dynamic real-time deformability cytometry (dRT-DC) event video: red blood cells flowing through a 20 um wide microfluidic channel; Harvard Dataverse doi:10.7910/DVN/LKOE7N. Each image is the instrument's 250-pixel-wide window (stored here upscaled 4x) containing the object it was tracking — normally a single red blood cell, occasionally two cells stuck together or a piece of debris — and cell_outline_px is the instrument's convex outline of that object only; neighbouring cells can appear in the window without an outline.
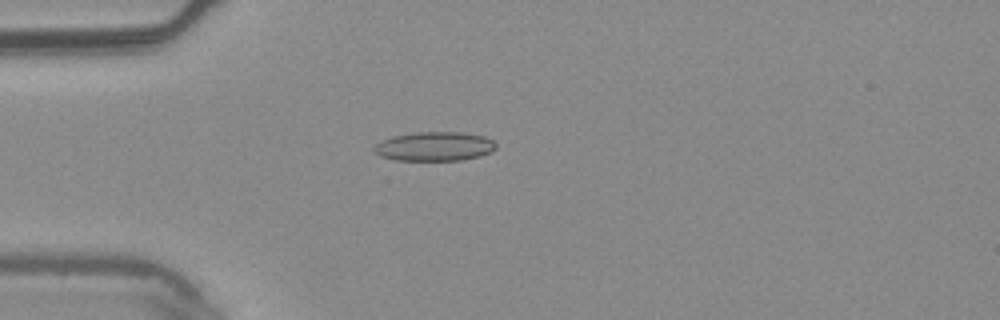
{"species": "common noctule bat (a hibernating species)", "species_latin": "Nyctalus noctula", "temperature_condition": "warm", "stored_images_in_passage": 4, "camera_frame_rate_fps": 3000, "um_per_image_px": 0.085, "animal": {"sex": "male", "body_mass_g": 20.4}, "frame": {"image": 1, "passage_image": 4, "time_ms": 1.0, "image_size_px": [1000, 320], "cell_outline_px": [[496, 148], [492, 152], [480, 156], [460, 160], [396, 160], [380, 156], [372, 148], [380, 140], [392, 136], [416, 132], [464, 132], [484, 136], [492, 140], [496, 144]], "centroid_in_image_um": [36.94, 12.44], "position_along_channel_um": 48.1, "area_um2": 20.81}}